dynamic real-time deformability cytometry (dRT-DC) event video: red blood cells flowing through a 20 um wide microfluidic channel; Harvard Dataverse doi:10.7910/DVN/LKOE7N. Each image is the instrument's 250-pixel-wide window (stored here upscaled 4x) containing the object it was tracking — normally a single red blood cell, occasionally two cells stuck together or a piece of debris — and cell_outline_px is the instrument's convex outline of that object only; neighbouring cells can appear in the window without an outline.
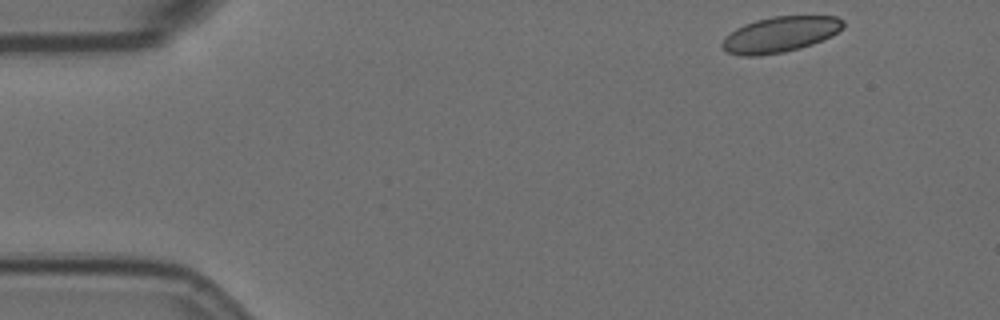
{"species": "Egyptian fruit bat (a non-hibernating species)", "species_latin": "Rousettus aegyptiacus", "temperature_condition": "room temperature", "stored_images_in_passage": 17, "camera_frame_rate_fps": 3000, "um_per_image_px": 0.085, "animal": {"sex": "female"}, "frame": {"image": 1, "passage_image": 1, "time_ms": 0.0, "image_size_px": [1000, 320], "cell_outline_px": [[844, 24], [832, 36], [812, 44], [800, 48], [784, 52], [760, 56], [744, 56], [728, 52], [720, 48], [720, 44], [736, 28], [744, 24], [756, 20], [772, 16], [836, 16], [844, 20]], "centroid_in_image_um": [66.3, 2.93], "position_along_channel_um": 18.7, "area_um2": 25.03}}
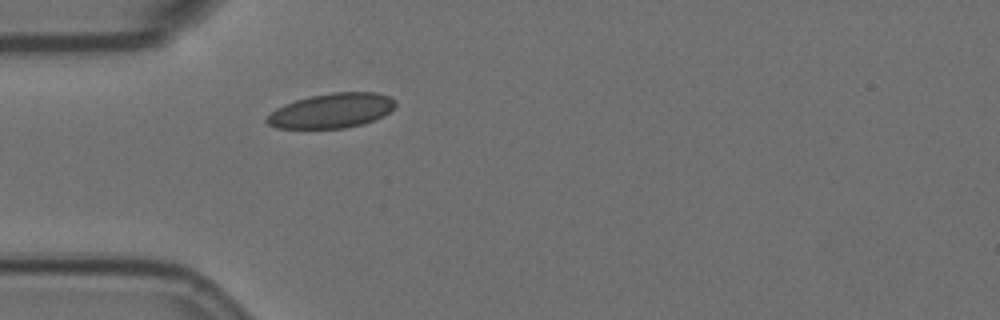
{"frame": {"image": 2, "passage_image": 12, "time_ms": 3.667, "image_size_px": [1000, 320], "cell_outline_px": [[396, 104], [384, 116], [364, 124], [344, 128], [276, 128], [268, 124], [264, 120], [276, 108], [284, 104], [308, 96], [332, 92], [376, 92], [388, 96], [396, 100]], "centroid_in_image_um": [28.19, 9.4], "position_along_channel_um": 56.8, "area_um2": 26.07}}
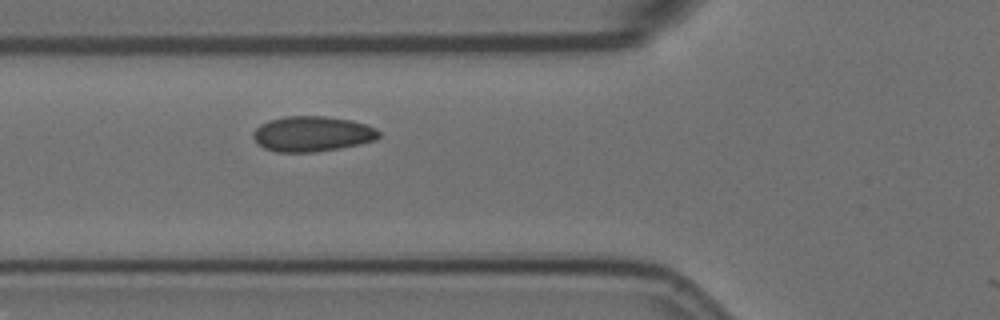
{"frame": {"image": 3, "passage_image": 16, "time_ms": 5.0, "image_size_px": [1000, 320], "cell_outline_px": [[380, 136], [376, 140], [360, 144], [340, 148], [316, 152], [276, 152], [264, 148], [256, 144], [252, 136], [252, 132], [260, 124], [268, 120], [284, 116], [324, 116], [352, 120], [376, 128], [380, 132]], "centroid_in_image_um": [26.51, 11.38], "position_along_channel_um": 99.3, "area_um2": 26.18}}